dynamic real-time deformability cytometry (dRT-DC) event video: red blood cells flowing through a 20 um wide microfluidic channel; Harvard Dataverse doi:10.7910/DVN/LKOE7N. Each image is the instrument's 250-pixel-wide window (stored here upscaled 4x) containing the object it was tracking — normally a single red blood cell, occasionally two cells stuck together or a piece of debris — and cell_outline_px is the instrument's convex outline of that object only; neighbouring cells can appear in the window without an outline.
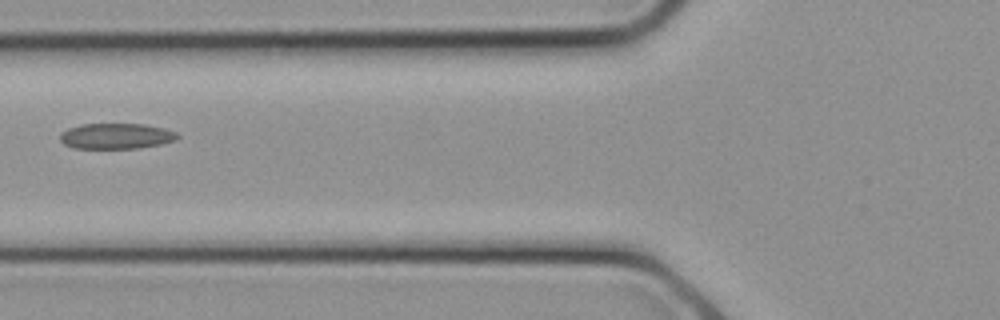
{"species": "common noctule bat (a hibernating species)", "species_latin": "Nyctalus noctula", "temperature_condition": "cold", "stored_images_in_passage": 14, "camera_frame_rate_fps": 3000, "um_per_image_px": 0.085, "animal": {"sex": "female", "body_mass_g": 21.9}, "frame": {"image": 1, "passage_image": 10, "time_ms": 3.0, "image_size_px": [1000, 320], "cell_outline_px": [[180, 136], [176, 140], [160, 144], [140, 148], [72, 148], [64, 144], [60, 140], [60, 132], [68, 128], [80, 124], [144, 124], [164, 128], [176, 132]], "centroid_in_image_um": [9.86, 11.56], "position_along_channel_um": 115.9, "area_um2": 17.63}}
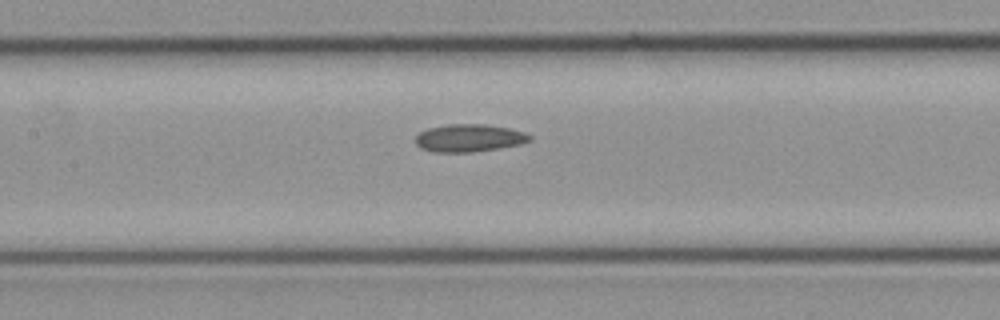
{"frame": {"image": 2, "passage_image": 12, "time_ms": 3.667, "image_size_px": [1000, 320], "cell_outline_px": [[532, 140], [520, 144], [472, 152], [432, 152], [420, 148], [416, 144], [416, 136], [420, 132], [428, 128], [448, 124], [484, 124], [508, 128], [524, 132], [532, 136]], "centroid_in_image_um": [39.86, 11.73], "position_along_channel_um": 167.5, "area_um2": 18.32}}
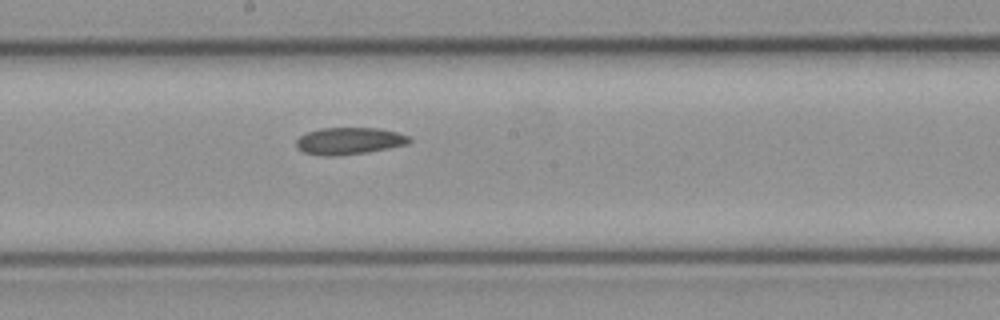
{"frame": {"image": 3, "passage_image": 14, "time_ms": 4.333, "image_size_px": [1000, 320], "cell_outline_px": [[412, 140], [408, 144], [368, 152], [340, 156], [320, 156], [304, 152], [296, 148], [296, 140], [300, 136], [308, 132], [320, 128], [376, 128], [396, 132], [408, 136]], "centroid_in_image_um": [29.65, 11.99], "position_along_channel_um": 218.5, "area_um2": 17.86}}